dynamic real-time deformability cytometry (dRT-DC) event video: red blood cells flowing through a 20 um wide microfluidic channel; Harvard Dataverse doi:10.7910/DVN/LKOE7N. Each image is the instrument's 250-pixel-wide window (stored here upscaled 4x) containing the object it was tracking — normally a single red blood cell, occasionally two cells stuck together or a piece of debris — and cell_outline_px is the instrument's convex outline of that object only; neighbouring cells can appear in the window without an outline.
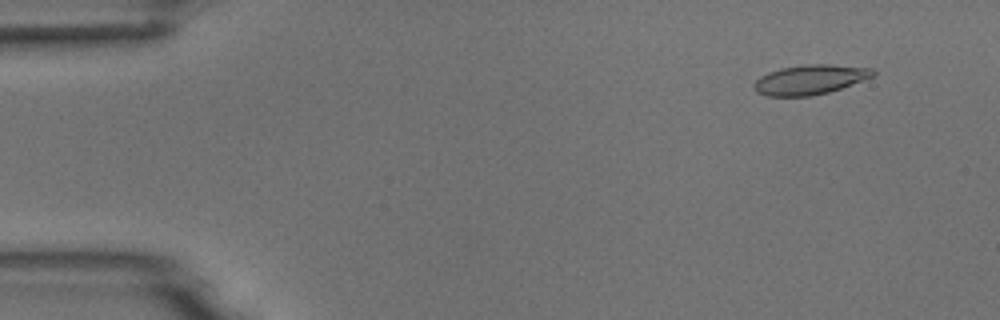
{"species": "common noctule bat (a hibernating species)", "species_latin": "Nyctalus noctula", "temperature_condition": "room temperature", "stored_images_in_passage": 5, "camera_frame_rate_fps": 3000, "um_per_image_px": 0.085, "animal": {"sex": "male", "body_mass_g": 18.8}, "frame": {"image": 1, "passage_image": 2, "time_ms": 1.333, "image_size_px": [1000, 320], "cell_outline_px": [[876, 72], [872, 76], [840, 88], [828, 92], [812, 96], [768, 96], [756, 92], [752, 84], [760, 76], [768, 72], [780, 68], [804, 64], [828, 64], [872, 68]], "centroid_in_image_um": [68.79, 6.76], "position_along_channel_um": 16.2, "area_um2": 20.46}}
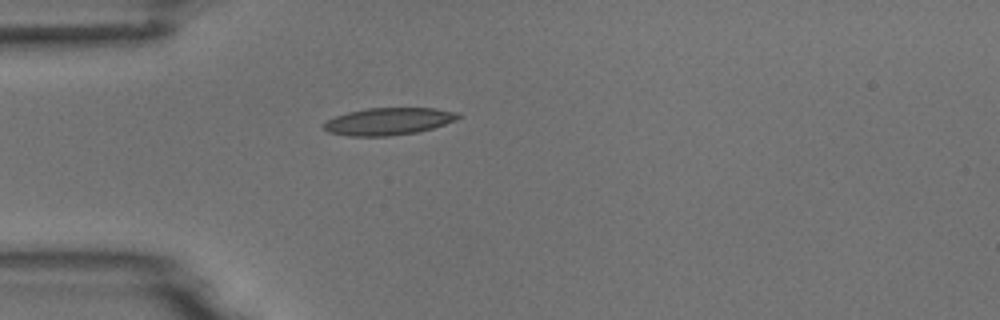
{"frame": {"image": 2, "passage_image": 5, "time_ms": 4.667, "image_size_px": [1000, 320], "cell_outline_px": [[464, 116], [456, 120], [432, 128], [416, 132], [388, 136], [348, 136], [328, 132], [324, 128], [324, 124], [328, 120], [336, 116], [348, 112], [368, 108], [436, 108], [460, 112]], "centroid_in_image_um": [33.08, 10.31], "position_along_channel_um": 51.9, "area_um2": 21.33}}